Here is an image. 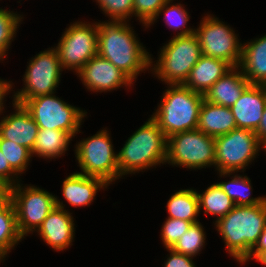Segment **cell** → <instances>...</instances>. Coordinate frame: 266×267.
Returning <instances> with one entry per match:
<instances>
[{"mask_svg":"<svg viewBox=\"0 0 266 267\" xmlns=\"http://www.w3.org/2000/svg\"><path fill=\"white\" fill-rule=\"evenodd\" d=\"M129 23L99 21L97 54L136 82L139 74L150 70L151 54Z\"/></svg>","mask_w":266,"mask_h":267,"instance_id":"obj_1","label":"cell"},{"mask_svg":"<svg viewBox=\"0 0 266 267\" xmlns=\"http://www.w3.org/2000/svg\"><path fill=\"white\" fill-rule=\"evenodd\" d=\"M265 222L266 200L257 205H235L213 223L225 243V251L242 264L257 245Z\"/></svg>","mask_w":266,"mask_h":267,"instance_id":"obj_2","label":"cell"},{"mask_svg":"<svg viewBox=\"0 0 266 267\" xmlns=\"http://www.w3.org/2000/svg\"><path fill=\"white\" fill-rule=\"evenodd\" d=\"M167 137L157 122L148 118L128 139L117 153L119 179L127 174H135L156 165H166Z\"/></svg>","mask_w":266,"mask_h":267,"instance_id":"obj_3","label":"cell"},{"mask_svg":"<svg viewBox=\"0 0 266 267\" xmlns=\"http://www.w3.org/2000/svg\"><path fill=\"white\" fill-rule=\"evenodd\" d=\"M166 87L160 104L151 115L159 128L167 138L178 132L197 129L203 94L184 84H168Z\"/></svg>","mask_w":266,"mask_h":267,"instance_id":"obj_4","label":"cell"},{"mask_svg":"<svg viewBox=\"0 0 266 267\" xmlns=\"http://www.w3.org/2000/svg\"><path fill=\"white\" fill-rule=\"evenodd\" d=\"M157 60L151 55L150 72L160 81L168 84H184L191 69L202 56L195 34L173 36L158 51ZM156 62V63H155Z\"/></svg>","mask_w":266,"mask_h":267,"instance_id":"obj_5","label":"cell"},{"mask_svg":"<svg viewBox=\"0 0 266 267\" xmlns=\"http://www.w3.org/2000/svg\"><path fill=\"white\" fill-rule=\"evenodd\" d=\"M106 129L77 142L74 151L81 169L78 173L100 178L110 185L119 179V168L117 152Z\"/></svg>","mask_w":266,"mask_h":267,"instance_id":"obj_6","label":"cell"},{"mask_svg":"<svg viewBox=\"0 0 266 267\" xmlns=\"http://www.w3.org/2000/svg\"><path fill=\"white\" fill-rule=\"evenodd\" d=\"M63 71L58 52L54 47L40 51L29 60L22 79L23 88L18 91L13 90L14 83L10 81V93L14 91L12 101L22 105L28 99L56 93Z\"/></svg>","mask_w":266,"mask_h":267,"instance_id":"obj_7","label":"cell"},{"mask_svg":"<svg viewBox=\"0 0 266 267\" xmlns=\"http://www.w3.org/2000/svg\"><path fill=\"white\" fill-rule=\"evenodd\" d=\"M166 164L191 170L215 167V138L198 129L167 138Z\"/></svg>","mask_w":266,"mask_h":267,"instance_id":"obj_8","label":"cell"},{"mask_svg":"<svg viewBox=\"0 0 266 267\" xmlns=\"http://www.w3.org/2000/svg\"><path fill=\"white\" fill-rule=\"evenodd\" d=\"M22 105L39 129L63 130L73 138L81 133L83 119L87 116L86 110L68 104L55 93L28 99Z\"/></svg>","mask_w":266,"mask_h":267,"instance_id":"obj_9","label":"cell"},{"mask_svg":"<svg viewBox=\"0 0 266 267\" xmlns=\"http://www.w3.org/2000/svg\"><path fill=\"white\" fill-rule=\"evenodd\" d=\"M13 203L19 234L26 238L41 226L55 205V195L35 185L18 182L7 189Z\"/></svg>","mask_w":266,"mask_h":267,"instance_id":"obj_10","label":"cell"},{"mask_svg":"<svg viewBox=\"0 0 266 267\" xmlns=\"http://www.w3.org/2000/svg\"><path fill=\"white\" fill-rule=\"evenodd\" d=\"M264 146L254 131L236 128L215 137L216 172H243L259 156ZM258 155V156H257Z\"/></svg>","mask_w":266,"mask_h":267,"instance_id":"obj_11","label":"cell"},{"mask_svg":"<svg viewBox=\"0 0 266 267\" xmlns=\"http://www.w3.org/2000/svg\"><path fill=\"white\" fill-rule=\"evenodd\" d=\"M201 19L194 34L199 41L202 55L225 60L232 67L239 66L242 57L239 34L213 14L206 13Z\"/></svg>","mask_w":266,"mask_h":267,"instance_id":"obj_12","label":"cell"},{"mask_svg":"<svg viewBox=\"0 0 266 267\" xmlns=\"http://www.w3.org/2000/svg\"><path fill=\"white\" fill-rule=\"evenodd\" d=\"M83 21L70 23L54 46L62 68L75 74L97 55L98 22Z\"/></svg>","mask_w":266,"mask_h":267,"instance_id":"obj_13","label":"cell"},{"mask_svg":"<svg viewBox=\"0 0 266 267\" xmlns=\"http://www.w3.org/2000/svg\"><path fill=\"white\" fill-rule=\"evenodd\" d=\"M75 75H78L88 91L97 93L111 92L124 86L130 89L135 83L114 64L98 54L89 59Z\"/></svg>","mask_w":266,"mask_h":267,"instance_id":"obj_14","label":"cell"},{"mask_svg":"<svg viewBox=\"0 0 266 267\" xmlns=\"http://www.w3.org/2000/svg\"><path fill=\"white\" fill-rule=\"evenodd\" d=\"M59 197L55 196V207L37 229V234L46 245L55 251H64L73 245L75 238V223L72 213L65 209Z\"/></svg>","mask_w":266,"mask_h":267,"instance_id":"obj_15","label":"cell"},{"mask_svg":"<svg viewBox=\"0 0 266 267\" xmlns=\"http://www.w3.org/2000/svg\"><path fill=\"white\" fill-rule=\"evenodd\" d=\"M12 107L15 111L0 119V136L32 152L39 127L23 105L12 101Z\"/></svg>","mask_w":266,"mask_h":267,"instance_id":"obj_16","label":"cell"},{"mask_svg":"<svg viewBox=\"0 0 266 267\" xmlns=\"http://www.w3.org/2000/svg\"><path fill=\"white\" fill-rule=\"evenodd\" d=\"M266 106V86L249 85L230 108L237 128L256 131Z\"/></svg>","mask_w":266,"mask_h":267,"instance_id":"obj_17","label":"cell"},{"mask_svg":"<svg viewBox=\"0 0 266 267\" xmlns=\"http://www.w3.org/2000/svg\"><path fill=\"white\" fill-rule=\"evenodd\" d=\"M62 183L64 199L75 208L89 207L96 199L97 192L110 186L100 178L86 176L77 171L68 175Z\"/></svg>","mask_w":266,"mask_h":267,"instance_id":"obj_18","label":"cell"},{"mask_svg":"<svg viewBox=\"0 0 266 267\" xmlns=\"http://www.w3.org/2000/svg\"><path fill=\"white\" fill-rule=\"evenodd\" d=\"M249 85L241 68L232 67L203 95L204 100L231 108Z\"/></svg>","mask_w":266,"mask_h":267,"instance_id":"obj_19","label":"cell"},{"mask_svg":"<svg viewBox=\"0 0 266 267\" xmlns=\"http://www.w3.org/2000/svg\"><path fill=\"white\" fill-rule=\"evenodd\" d=\"M239 67L250 85L266 86V34L242 44Z\"/></svg>","mask_w":266,"mask_h":267,"instance_id":"obj_20","label":"cell"},{"mask_svg":"<svg viewBox=\"0 0 266 267\" xmlns=\"http://www.w3.org/2000/svg\"><path fill=\"white\" fill-rule=\"evenodd\" d=\"M231 68L232 66L225 60L202 55L191 69L184 85L204 95Z\"/></svg>","mask_w":266,"mask_h":267,"instance_id":"obj_21","label":"cell"},{"mask_svg":"<svg viewBox=\"0 0 266 267\" xmlns=\"http://www.w3.org/2000/svg\"><path fill=\"white\" fill-rule=\"evenodd\" d=\"M236 128L235 118L229 107L203 100L199 110L198 130L215 138Z\"/></svg>","mask_w":266,"mask_h":267,"instance_id":"obj_22","label":"cell"},{"mask_svg":"<svg viewBox=\"0 0 266 267\" xmlns=\"http://www.w3.org/2000/svg\"><path fill=\"white\" fill-rule=\"evenodd\" d=\"M72 138L63 130L39 129L31 152L32 157L35 155L46 160L61 158L68 150Z\"/></svg>","mask_w":266,"mask_h":267,"instance_id":"obj_23","label":"cell"},{"mask_svg":"<svg viewBox=\"0 0 266 267\" xmlns=\"http://www.w3.org/2000/svg\"><path fill=\"white\" fill-rule=\"evenodd\" d=\"M217 173L220 178L231 177V180H226L227 182L217 181L216 183L233 200L235 205H257L266 200V196L252 197L251 180L247 175L237 174L238 172Z\"/></svg>","mask_w":266,"mask_h":267,"instance_id":"obj_24","label":"cell"},{"mask_svg":"<svg viewBox=\"0 0 266 267\" xmlns=\"http://www.w3.org/2000/svg\"><path fill=\"white\" fill-rule=\"evenodd\" d=\"M168 218L182 219L194 223L200 222V214L196 189H180L166 203ZM198 219V220H197Z\"/></svg>","mask_w":266,"mask_h":267,"instance_id":"obj_25","label":"cell"},{"mask_svg":"<svg viewBox=\"0 0 266 267\" xmlns=\"http://www.w3.org/2000/svg\"><path fill=\"white\" fill-rule=\"evenodd\" d=\"M198 196L199 212L217 216L215 221L230 212L235 204L233 200L220 188L217 183L208 186L202 193L196 190Z\"/></svg>","mask_w":266,"mask_h":267,"instance_id":"obj_26","label":"cell"},{"mask_svg":"<svg viewBox=\"0 0 266 267\" xmlns=\"http://www.w3.org/2000/svg\"><path fill=\"white\" fill-rule=\"evenodd\" d=\"M24 239L18 231L12 201L6 195L0 201V245L10 253Z\"/></svg>","mask_w":266,"mask_h":267,"instance_id":"obj_27","label":"cell"},{"mask_svg":"<svg viewBox=\"0 0 266 267\" xmlns=\"http://www.w3.org/2000/svg\"><path fill=\"white\" fill-rule=\"evenodd\" d=\"M174 0H167L166 3L160 8L155 19L147 26L149 28L154 25L159 19V16L163 15L164 23L168 25L173 31L178 30L176 36H188L194 34L195 28L187 26V22L190 19L189 12L185 9L184 5L181 3L174 4ZM173 3V4H172Z\"/></svg>","mask_w":266,"mask_h":267,"instance_id":"obj_28","label":"cell"},{"mask_svg":"<svg viewBox=\"0 0 266 267\" xmlns=\"http://www.w3.org/2000/svg\"><path fill=\"white\" fill-rule=\"evenodd\" d=\"M23 16V14L20 15L10 9L0 8V62L7 57V51H9L11 43L16 37V32L24 20Z\"/></svg>","mask_w":266,"mask_h":267,"instance_id":"obj_29","label":"cell"},{"mask_svg":"<svg viewBox=\"0 0 266 267\" xmlns=\"http://www.w3.org/2000/svg\"><path fill=\"white\" fill-rule=\"evenodd\" d=\"M203 225L198 222L190 226V228L179 238L172 249L178 253L196 257L204 248L206 241V231Z\"/></svg>","mask_w":266,"mask_h":267,"instance_id":"obj_30","label":"cell"},{"mask_svg":"<svg viewBox=\"0 0 266 267\" xmlns=\"http://www.w3.org/2000/svg\"><path fill=\"white\" fill-rule=\"evenodd\" d=\"M0 150L8 160L11 168L19 176H21V174H23L27 170L30 162L32 161V154L29 149L24 146H20L10 140L3 139L1 136Z\"/></svg>","mask_w":266,"mask_h":267,"instance_id":"obj_31","label":"cell"},{"mask_svg":"<svg viewBox=\"0 0 266 267\" xmlns=\"http://www.w3.org/2000/svg\"><path fill=\"white\" fill-rule=\"evenodd\" d=\"M107 21L130 22L134 17L133 0H95ZM107 14V15H106Z\"/></svg>","mask_w":266,"mask_h":267,"instance_id":"obj_32","label":"cell"},{"mask_svg":"<svg viewBox=\"0 0 266 267\" xmlns=\"http://www.w3.org/2000/svg\"><path fill=\"white\" fill-rule=\"evenodd\" d=\"M192 222L182 219L166 218L160 232L162 243L165 248H172L192 225Z\"/></svg>","mask_w":266,"mask_h":267,"instance_id":"obj_33","label":"cell"},{"mask_svg":"<svg viewBox=\"0 0 266 267\" xmlns=\"http://www.w3.org/2000/svg\"><path fill=\"white\" fill-rule=\"evenodd\" d=\"M166 1L167 0H133L135 19L137 18L136 20H139V22L147 28Z\"/></svg>","mask_w":266,"mask_h":267,"instance_id":"obj_34","label":"cell"},{"mask_svg":"<svg viewBox=\"0 0 266 267\" xmlns=\"http://www.w3.org/2000/svg\"><path fill=\"white\" fill-rule=\"evenodd\" d=\"M22 181L20 176L11 168L8 160L0 150V184L8 189Z\"/></svg>","mask_w":266,"mask_h":267,"instance_id":"obj_35","label":"cell"},{"mask_svg":"<svg viewBox=\"0 0 266 267\" xmlns=\"http://www.w3.org/2000/svg\"><path fill=\"white\" fill-rule=\"evenodd\" d=\"M167 251L169 256L162 267H196L193 261L194 257L178 253L172 248H167Z\"/></svg>","mask_w":266,"mask_h":267,"instance_id":"obj_36","label":"cell"},{"mask_svg":"<svg viewBox=\"0 0 266 267\" xmlns=\"http://www.w3.org/2000/svg\"><path fill=\"white\" fill-rule=\"evenodd\" d=\"M266 251V222L264 225L263 232L260 235L259 241L255 248L252 250L250 256L242 263V265L246 264L250 260L256 259L262 252Z\"/></svg>","mask_w":266,"mask_h":267,"instance_id":"obj_37","label":"cell"},{"mask_svg":"<svg viewBox=\"0 0 266 267\" xmlns=\"http://www.w3.org/2000/svg\"><path fill=\"white\" fill-rule=\"evenodd\" d=\"M9 93H10V80L9 81H7V79L6 80H4V79H1L0 78V115H4L3 113H5V112H3L5 109V98L7 97L6 95H9ZM2 113V114H1Z\"/></svg>","mask_w":266,"mask_h":267,"instance_id":"obj_38","label":"cell"},{"mask_svg":"<svg viewBox=\"0 0 266 267\" xmlns=\"http://www.w3.org/2000/svg\"><path fill=\"white\" fill-rule=\"evenodd\" d=\"M255 134L257 135L259 142L264 146L266 144V106Z\"/></svg>","mask_w":266,"mask_h":267,"instance_id":"obj_39","label":"cell"},{"mask_svg":"<svg viewBox=\"0 0 266 267\" xmlns=\"http://www.w3.org/2000/svg\"><path fill=\"white\" fill-rule=\"evenodd\" d=\"M255 261L259 262L260 264L266 266V251L262 252L256 259Z\"/></svg>","mask_w":266,"mask_h":267,"instance_id":"obj_40","label":"cell"},{"mask_svg":"<svg viewBox=\"0 0 266 267\" xmlns=\"http://www.w3.org/2000/svg\"><path fill=\"white\" fill-rule=\"evenodd\" d=\"M8 254L9 253L0 245V263L5 261Z\"/></svg>","mask_w":266,"mask_h":267,"instance_id":"obj_41","label":"cell"},{"mask_svg":"<svg viewBox=\"0 0 266 267\" xmlns=\"http://www.w3.org/2000/svg\"><path fill=\"white\" fill-rule=\"evenodd\" d=\"M7 195V189L0 184V201Z\"/></svg>","mask_w":266,"mask_h":267,"instance_id":"obj_42","label":"cell"},{"mask_svg":"<svg viewBox=\"0 0 266 267\" xmlns=\"http://www.w3.org/2000/svg\"><path fill=\"white\" fill-rule=\"evenodd\" d=\"M263 150L266 152V144L264 145V148H263ZM266 154V153H265Z\"/></svg>","mask_w":266,"mask_h":267,"instance_id":"obj_43","label":"cell"}]
</instances>
